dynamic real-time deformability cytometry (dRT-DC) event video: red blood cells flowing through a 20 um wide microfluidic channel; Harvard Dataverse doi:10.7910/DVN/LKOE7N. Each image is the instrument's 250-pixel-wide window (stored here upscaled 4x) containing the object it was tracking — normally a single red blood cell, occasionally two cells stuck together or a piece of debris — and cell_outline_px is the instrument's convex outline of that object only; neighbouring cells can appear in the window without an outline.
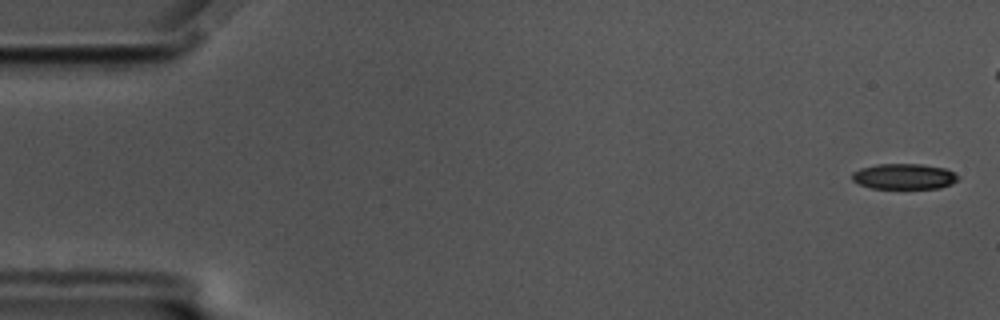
{"species": "common noctule bat (a hibernating species)", "species_latin": "Nyctalus noctula", "temperature_condition": "cold", "stored_images_in_passage": 51, "camera_frame_rate_fps": 3000, "um_per_image_px": 0.085, "animal": {"sex": "male", "body_mass_g": 17.5, "forearm_length_mm": 52.3}, "frame": {"image": 1, "passage_image": 2, "time_ms": 0.333, "image_size_px": [1000, 320], "cell_outline_px": [[960, 180], [952, 184], [940, 188], [872, 188], [860, 184], [852, 180], [852, 172], [860, 168], [876, 164], [920, 164], [944, 168], [960, 176]], "centroid_in_image_um": [76.86, 14.99], "position_along_channel_um": 8.1, "area_um2": 15.84}}
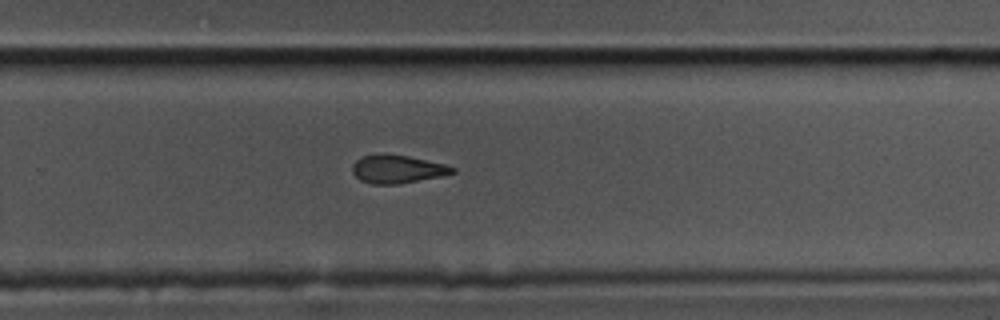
{"frame": {"image": 2, "passage_image": 38, "time_ms": 12.333, "image_size_px": [1000, 320], "cell_outline_px": [[456, 172], [440, 176], [396, 184], [372, 184], [360, 180], [352, 172], [352, 164], [356, 160], [364, 156], [384, 152], [408, 156], [444, 164], [456, 168]], "centroid_in_image_um": [33.74, 14.36], "position_along_channel_um": 296.1, "area_um2": 16.42}}
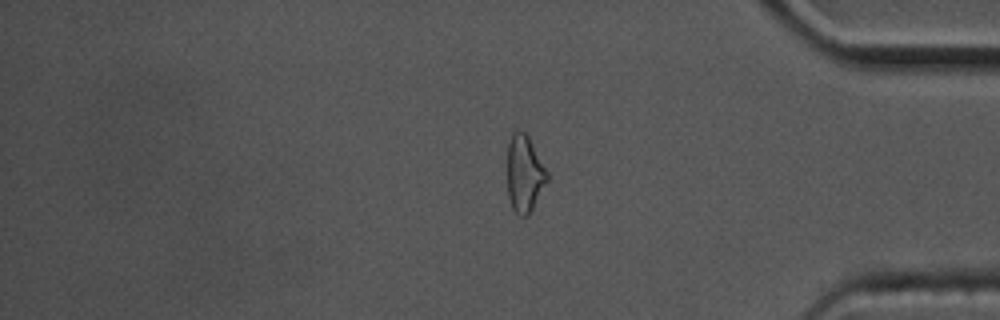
{"frame": {"image": 3, "passage_image": 48, "time_ms": 15.667, "image_size_px": [1000, 320], "cell_outline_px": [[548, 180], [528, 216], [520, 216], [512, 208], [508, 196], [508, 144], [512, 132], [524, 132], [528, 136], [548, 172]], "centroid_in_image_um": [44.58, 14.78], "position_along_channel_um": 390.6, "area_um2": 17.63}, "authors_computed_cell_mechanics": {"area_um2": 17.2822, "velocity_mm_per_s": 3.5167, "shape_relaxation_time_tau1_ms": 4.1892, "shape_relaxation_time_tau2_ms": null, "deformation_change_tau1": 0.113, "deformation_change_tau2": null}}